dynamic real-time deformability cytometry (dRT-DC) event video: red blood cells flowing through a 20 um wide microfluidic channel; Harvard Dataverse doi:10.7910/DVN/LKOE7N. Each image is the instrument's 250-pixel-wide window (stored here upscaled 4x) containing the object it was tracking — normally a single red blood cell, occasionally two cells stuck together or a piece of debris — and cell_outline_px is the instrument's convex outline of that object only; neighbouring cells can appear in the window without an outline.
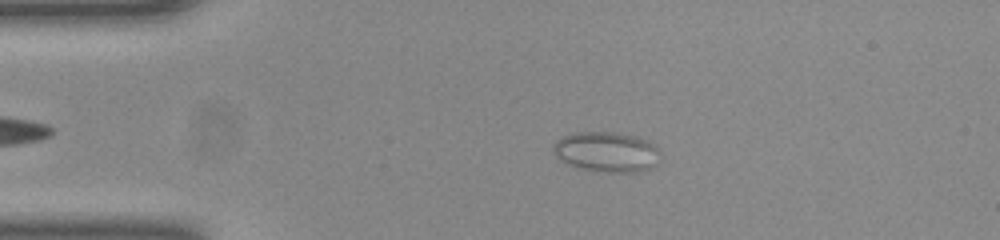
{"species": "common noctule bat (a hibernating species)", "species_latin": "Nyctalus noctula", "temperature_condition": "room temperature", "stored_images_in_passage": 46, "camera_frame_rate_fps": 3000, "um_per_image_px": 0.085, "animal": {"sex": "female", "body_mass_g": 23.0, "forearm_length_mm": 53.4}, "frame": {"image": 1, "passage_image": 10, "time_ms": 3.0, "image_size_px": [1000, 240], "cell_outline_px": [[660, 152], [656, 164], [652, 168], [636, 172], [608, 172], [580, 168], [568, 164], [552, 148], [556, 140], [564, 136], [576, 132], [612, 132], [632, 136], [644, 140], [652, 144]], "centroid_in_image_um": [51.58, 12.91], "position_along_channel_um": 33.4, "area_um2": 24.45}}
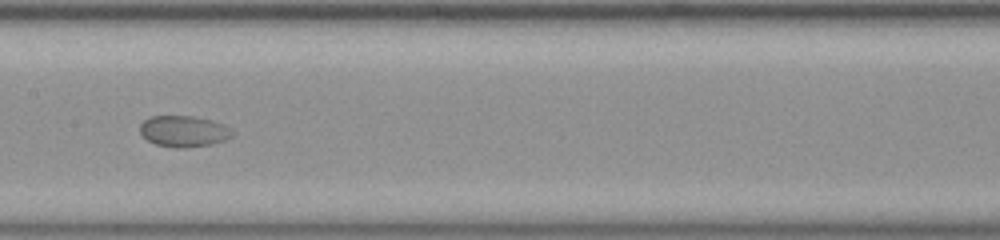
{"frame": {"image": 2, "passage_image": 25, "time_ms": 8.0, "image_size_px": [1000, 240], "cell_outline_px": [[232, 136], [224, 140], [212, 144], [184, 148], [176, 148], [156, 144], [148, 140], [140, 132], [140, 124], [148, 116], [192, 116], [212, 120], [224, 124], [232, 128]], "centroid_in_image_um": [15.62, 11.15], "position_along_channel_um": 191.8, "area_um2": 16.82}}
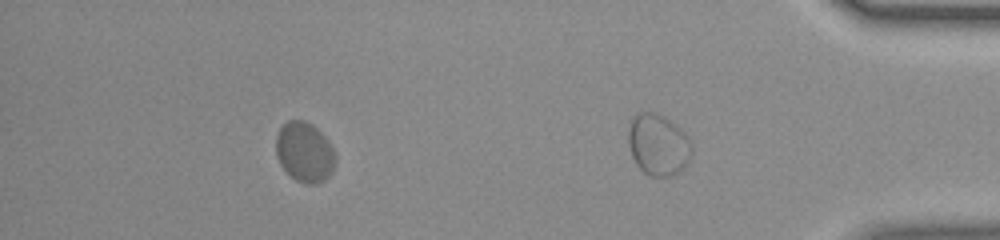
{"frame": {"image": 3, "passage_image": 40, "time_ms": 13.0, "image_size_px": [1000, 240], "cell_outline_px": [[336, 160], [332, 172], [324, 180], [316, 184], [304, 184], [296, 180], [280, 164], [276, 156], [276, 136], [280, 128], [288, 120], [304, 120], [312, 124], [328, 140], [336, 156]], "centroid_in_image_um": [25.89, 12.93], "position_along_channel_um": 409.3, "area_um2": 20.75}}